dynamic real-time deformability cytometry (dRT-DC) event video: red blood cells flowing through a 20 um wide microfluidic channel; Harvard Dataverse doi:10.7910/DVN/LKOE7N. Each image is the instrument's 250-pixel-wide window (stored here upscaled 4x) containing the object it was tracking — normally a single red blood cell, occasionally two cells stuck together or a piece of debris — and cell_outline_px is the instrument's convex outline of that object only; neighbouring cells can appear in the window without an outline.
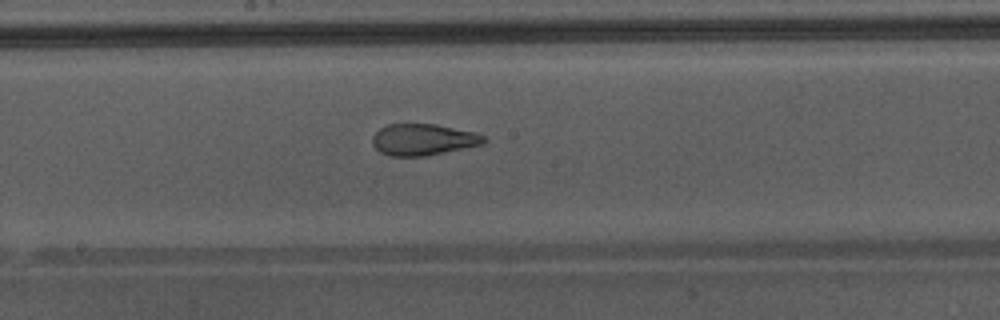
{"species": "Egyptian fruit bat (a non-hibernating species)", "species_latin": "Rousettus aegyptiacus", "temperature_condition": "warm", "stored_images_in_passage": 38, "camera_frame_rate_fps": 3000, "um_per_image_px": 0.085, "animal": {"sex": "male"}, "frame": {"image": 1, "passage_image": 17, "time_ms": 5.333, "image_size_px": [1000, 320], "cell_outline_px": [[484, 144], [424, 156], [392, 156], [380, 152], [372, 144], [372, 136], [380, 128], [388, 124], [436, 124], [476, 132], [484, 136]], "centroid_in_image_um": [35.95, 11.86], "position_along_channel_um": 212.2, "area_um2": 20.35}, "authors_computed_cell_mechanics": {"area_um2": 23.2934, "velocity_mm_per_s": 4.3491, "shape_relaxation_time_tau1_ms": null, "shape_relaxation_time_tau2_ms": 1.18, "deformation_change_tau1": null, "deformation_change_tau2": 0.0952}}